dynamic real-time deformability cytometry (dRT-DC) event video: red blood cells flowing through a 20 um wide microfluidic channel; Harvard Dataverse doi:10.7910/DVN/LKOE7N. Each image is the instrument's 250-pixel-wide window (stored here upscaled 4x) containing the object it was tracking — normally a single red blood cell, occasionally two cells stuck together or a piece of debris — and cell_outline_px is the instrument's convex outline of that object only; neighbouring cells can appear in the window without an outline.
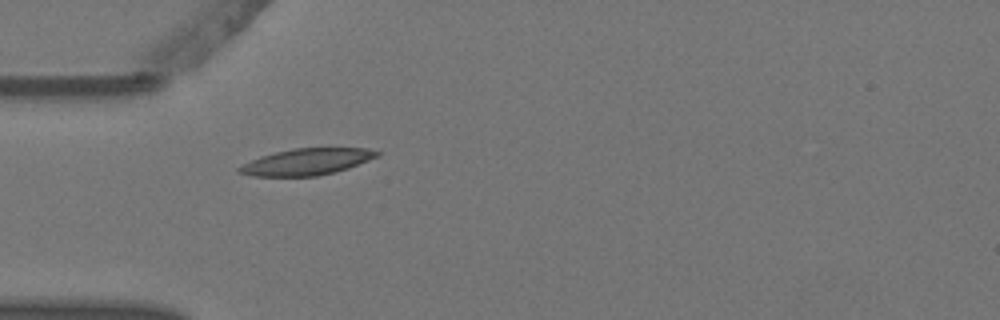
{"species": "Egyptian fruit bat (a non-hibernating species)", "species_latin": "Rousettus aegyptiacus", "temperature_condition": "warm", "stored_images_in_passage": 1, "camera_frame_rate_fps": 3000, "um_per_image_px": 0.085, "animal": {"sex": "female"}, "frame": {"image": 1, "passage_image": 1, "time_ms": 0.0, "image_size_px": [1000, 320], "cell_outline_px": [[380, 156], [348, 168], [336, 172], [316, 176], [252, 176], [236, 172], [236, 168], [260, 156], [292, 148], [368, 148], [380, 152]], "centroid_in_image_um": [26.08, 13.75], "position_along_channel_um": 58.9, "area_um2": 21.33}}